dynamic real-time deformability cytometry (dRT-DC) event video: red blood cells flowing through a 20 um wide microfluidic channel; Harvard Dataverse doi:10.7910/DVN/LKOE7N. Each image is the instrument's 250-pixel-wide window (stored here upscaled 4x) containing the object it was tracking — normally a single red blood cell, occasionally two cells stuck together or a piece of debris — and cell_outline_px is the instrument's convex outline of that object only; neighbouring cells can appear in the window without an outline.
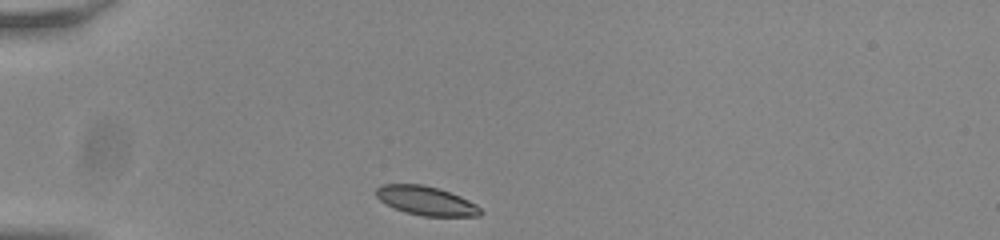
{"species": "common noctule bat (a hibernating species)", "species_latin": "Nyctalus noctula", "temperature_condition": "room temperature", "stored_images_in_passage": 33, "camera_frame_rate_fps": 3000, "um_per_image_px": 0.085, "animal": {"sex": "male", "body_mass_g": 20.0, "forearm_length_mm": 53.3}, "frame": {"image": 1, "passage_image": 1, "time_ms": 0.0, "image_size_px": [1000, 240], "cell_outline_px": [[484, 212], [480, 216], [420, 216], [404, 212], [380, 200], [376, 196], [376, 188], [384, 184], [424, 184], [440, 188], [460, 196], [476, 204]], "centroid_in_image_um": [36.25, 17.06], "position_along_channel_um": 48.8, "area_um2": 17.69}}
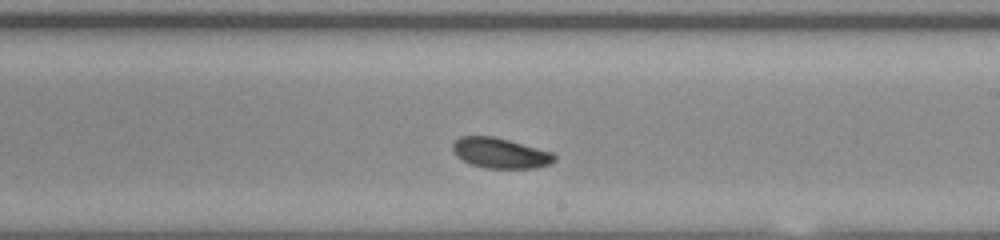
{"frame": {"image": 2, "passage_image": 19, "time_ms": 6.0, "image_size_px": [1000, 240], "cell_outline_px": [[556, 160], [548, 164], [536, 168], [484, 168], [472, 164], [456, 156], [452, 148], [452, 144], [460, 136], [492, 136], [508, 140], [552, 152], [556, 156]], "centroid_in_image_um": [42.51, 13.01], "position_along_channel_um": 246.5, "area_um2": 17.8}}
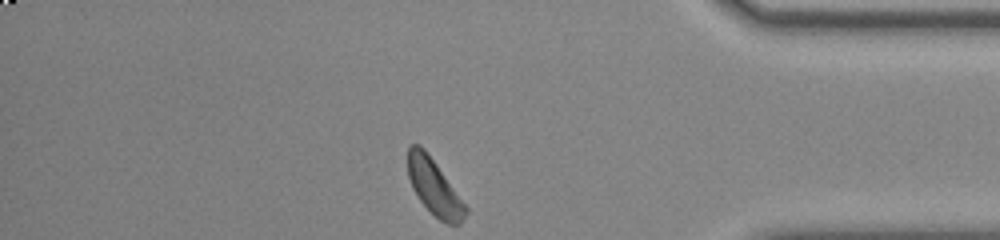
{"frame": {"image": 3, "passage_image": 33, "time_ms": 10.667, "image_size_px": [1000, 240], "cell_outline_px": [[468, 212], [460, 224], [448, 224], [440, 220], [420, 200], [412, 188], [408, 176], [408, 148], [412, 144], [420, 144], [424, 148], [436, 164], [468, 208]], "centroid_in_image_um": [36.91, 15.91], "position_along_channel_um": 398.3, "area_um2": 18.38}, "authors_computed_cell_mechanics": {"area_um2": 18.2648, "velocity_mm_per_s": 3.7571, "shape_relaxation_time_tau1_ms": 2.4825, "shape_relaxation_time_tau2_ms": null, "deformation_change_tau1": 0.0697, "deformation_change_tau2": null}}